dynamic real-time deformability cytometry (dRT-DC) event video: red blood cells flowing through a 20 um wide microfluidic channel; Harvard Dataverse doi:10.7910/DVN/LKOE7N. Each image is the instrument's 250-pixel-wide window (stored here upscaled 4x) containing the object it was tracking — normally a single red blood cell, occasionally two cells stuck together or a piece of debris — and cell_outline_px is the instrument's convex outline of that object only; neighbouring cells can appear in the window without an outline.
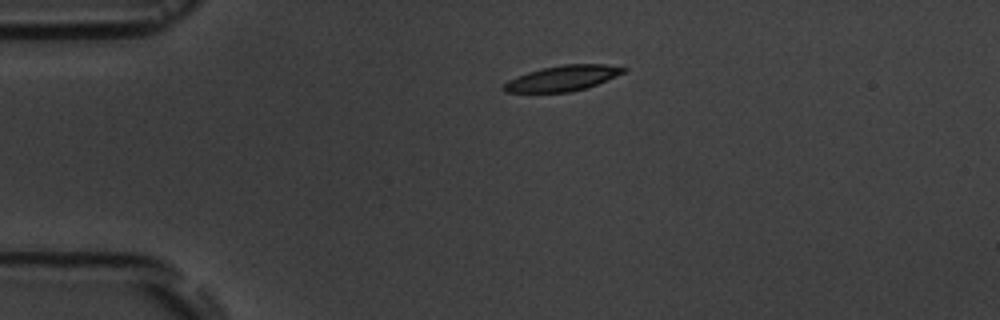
{"species": "common noctule bat (a hibernating species)", "species_latin": "Nyctalus noctula", "temperature_condition": "room temperature", "stored_images_in_passage": 2, "camera_frame_rate_fps": 3000, "um_per_image_px": 0.085, "animal": {"sex": "male", "body_mass_g": 19.5, "forearm_length_mm": 54.6}, "frame": {"image": 1, "passage_image": 1, "time_ms": 0.0, "image_size_px": [1000, 320], "cell_outline_px": [[628, 68], [624, 72], [616, 76], [588, 88], [572, 92], [504, 92], [500, 88], [508, 80], [528, 72], [544, 68], [564, 64], [604, 64]], "centroid_in_image_um": [47.82, 6.66], "position_along_channel_um": 37.2, "area_um2": 17.69}}